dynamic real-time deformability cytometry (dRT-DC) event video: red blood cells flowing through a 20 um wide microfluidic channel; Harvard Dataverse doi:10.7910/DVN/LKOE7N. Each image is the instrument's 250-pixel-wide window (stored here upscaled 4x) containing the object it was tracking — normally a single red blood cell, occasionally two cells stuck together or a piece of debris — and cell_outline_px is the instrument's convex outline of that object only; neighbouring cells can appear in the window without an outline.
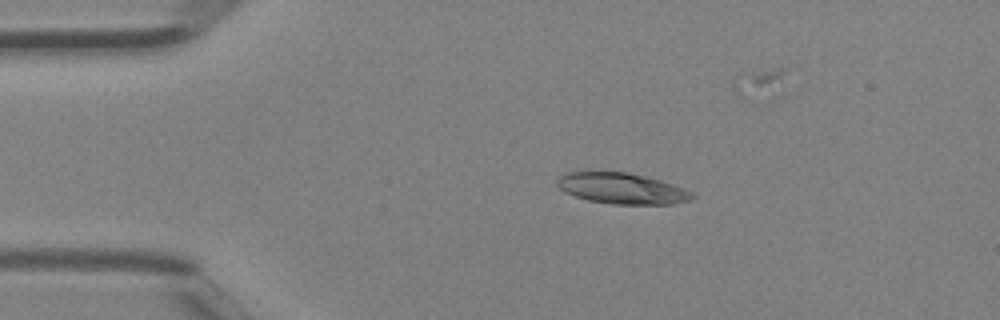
{"species": "Egyptian fruit bat (a non-hibernating species)", "species_latin": "Rousettus aegyptiacus", "temperature_condition": "room temperature", "stored_images_in_passage": 4, "camera_frame_rate_fps": 3000, "um_per_image_px": 0.085, "animal": {"sex": "female"}, "frame": {"image": 1, "passage_image": 3, "time_ms": 0.667, "image_size_px": [1000, 320], "cell_outline_px": [[696, 196], [692, 200], [672, 204], [612, 204], [588, 200], [564, 192], [556, 184], [556, 180], [560, 176], [568, 172], [628, 172], [660, 180], [672, 184], [692, 192]], "centroid_in_image_um": [52.87, 16.02], "position_along_channel_um": 32.1, "area_um2": 24.22}}